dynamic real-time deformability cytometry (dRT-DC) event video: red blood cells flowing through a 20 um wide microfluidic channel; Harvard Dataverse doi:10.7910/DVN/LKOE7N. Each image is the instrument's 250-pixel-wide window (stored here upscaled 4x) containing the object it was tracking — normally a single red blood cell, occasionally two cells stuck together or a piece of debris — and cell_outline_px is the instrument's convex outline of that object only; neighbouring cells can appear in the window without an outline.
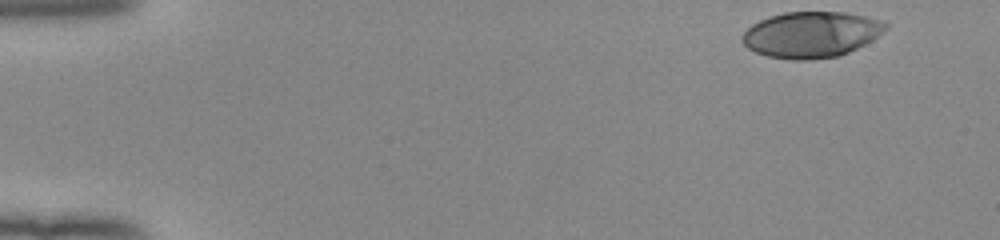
{"species": "human", "species_latin": "Homo sapiens", "temperature_condition": "room temperature", "stored_images_in_passage": 49, "camera_frame_rate_fps": 3000, "um_per_image_px": 0.085, "donor": {"sex": "female"}, "frame": {"image": 1, "passage_image": 1, "time_ms": 0.0, "image_size_px": [1000, 240], "cell_outline_px": [[888, 28], [884, 32], [872, 40], [840, 56], [812, 60], [796, 60], [768, 56], [756, 52], [748, 48], [740, 40], [740, 36], [752, 24], [768, 16], [784, 12], [844, 12], [864, 16], [880, 20], [888, 24]], "centroid_in_image_um": [68.94, 2.94], "position_along_channel_um": 16.1, "area_um2": 38.49}}
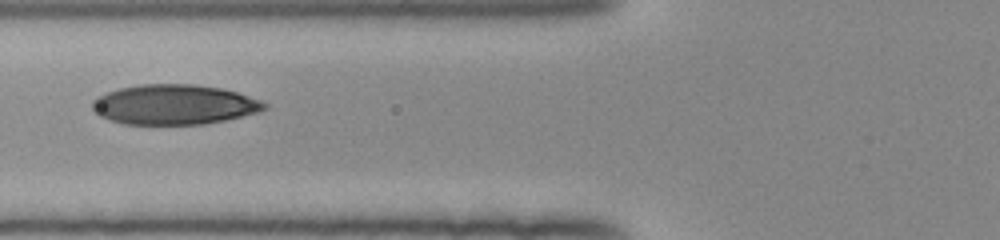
{"frame": {"image": 2, "passage_image": 18, "time_ms": 5.667, "image_size_px": [1000, 240], "cell_outline_px": [[268, 108], [260, 112], [224, 120], [204, 124], [124, 124], [108, 120], [92, 112], [92, 100], [96, 96], [120, 88], [140, 84], [192, 84], [220, 88], [236, 92], [260, 100], [268, 104]], "centroid_in_image_um": [14.77, 8.89], "position_along_channel_um": 111.0, "area_um2": 40.23}}
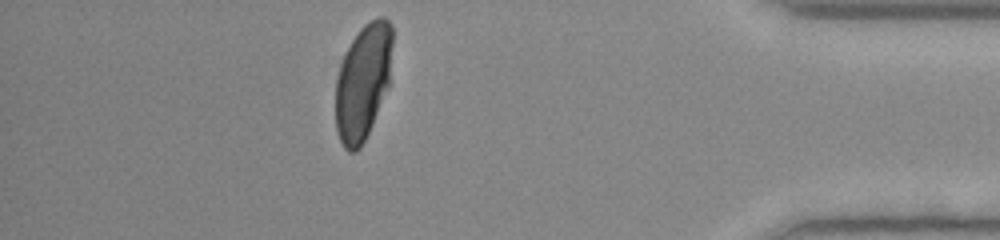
{"frame": {"image": 3, "passage_image": 43, "time_ms": 14.0, "image_size_px": [1000, 240], "cell_outline_px": [[392, 44], [388, 88], [372, 124], [360, 148], [356, 152], [348, 152], [344, 148], [340, 140], [336, 128], [336, 80], [340, 64], [352, 40], [360, 28], [364, 24], [376, 16], [384, 16], [392, 24]], "centroid_in_image_um": [30.86, 6.94], "position_along_channel_um": 404.3, "area_um2": 38.32}, "authors_computed_cell_mechanics": {"area_um2": 39.1884, "velocity_mm_per_s": 3.9768, "shape_relaxation_time_tau1_ms": 4.6056, "shape_relaxation_time_tau2_ms": null, "deformation_change_tau1": 0.2057, "deformation_change_tau2": null}}